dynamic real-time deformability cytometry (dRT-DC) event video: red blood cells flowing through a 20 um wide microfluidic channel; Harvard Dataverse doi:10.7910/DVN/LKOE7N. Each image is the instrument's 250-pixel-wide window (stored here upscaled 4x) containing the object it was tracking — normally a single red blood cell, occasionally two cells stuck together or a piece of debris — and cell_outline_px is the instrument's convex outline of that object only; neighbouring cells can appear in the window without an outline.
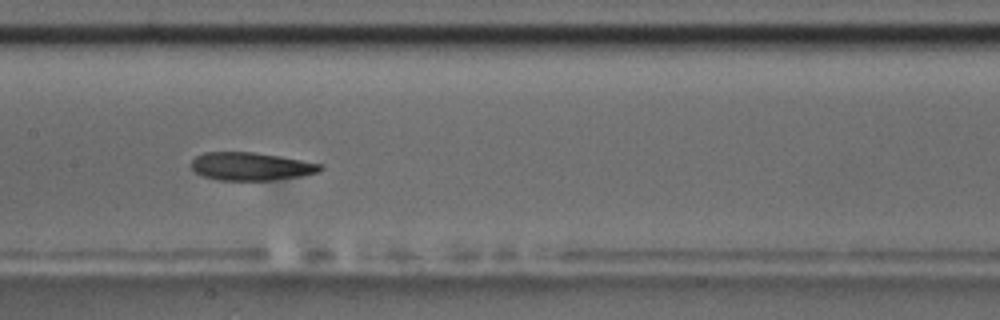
{"species": "common noctule bat (a hibernating species)", "species_latin": "Nyctalus noctula", "temperature_condition": "room temperature", "stored_images_in_passage": 8, "camera_frame_rate_fps": 3000, "um_per_image_px": 0.085, "animal": {"sex": "male", "body_mass_g": 17.5, "forearm_length_mm": 52.3}, "frame": {"image": 1, "passage_image": 7, "time_ms": 7.0, "image_size_px": [1000, 320], "cell_outline_px": [[324, 168], [320, 172], [300, 176], [272, 180], [220, 180], [204, 176], [196, 172], [192, 168], [192, 160], [196, 156], [204, 152], [252, 152], [324, 164]], "centroid_in_image_um": [21.36, 14.14], "position_along_channel_um": 186.0, "area_um2": 20.87}}